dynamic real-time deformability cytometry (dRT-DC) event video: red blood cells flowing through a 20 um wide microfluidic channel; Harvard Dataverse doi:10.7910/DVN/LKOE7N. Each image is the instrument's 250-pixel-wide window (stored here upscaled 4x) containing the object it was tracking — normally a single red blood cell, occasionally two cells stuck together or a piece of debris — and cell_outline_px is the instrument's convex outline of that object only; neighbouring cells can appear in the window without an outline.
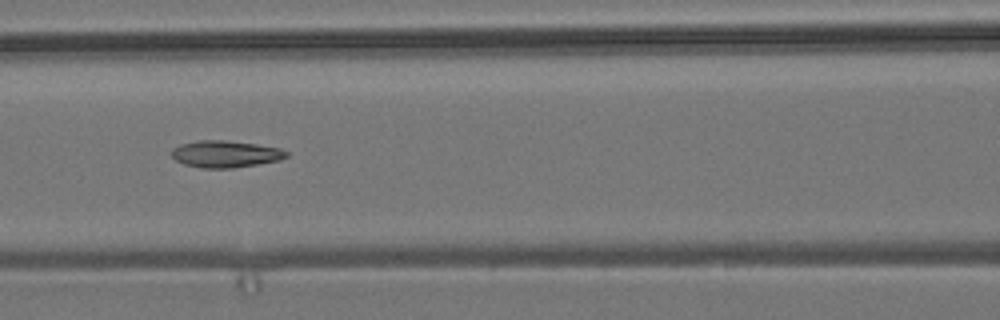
{"species": "common noctule bat (a hibernating species)", "species_latin": "Nyctalus noctula", "temperature_condition": "room temperature", "stored_images_in_passage": 9, "camera_frame_rate_fps": 3000, "um_per_image_px": 0.085, "animal": {"sex": "male", "body_mass_g": 19.2, "forearm_length_mm": 51.8}, "frame": {"image": 1, "passage_image": 6, "time_ms": 1.667, "image_size_px": [1000, 320], "cell_outline_px": [[288, 156], [280, 160], [232, 168], [200, 168], [184, 164], [176, 160], [172, 156], [172, 148], [180, 144], [196, 140], [224, 140], [256, 144], [280, 148], [288, 152]], "centroid_in_image_um": [19.15, 13.08], "position_along_channel_um": 147.5, "area_um2": 17.98}}
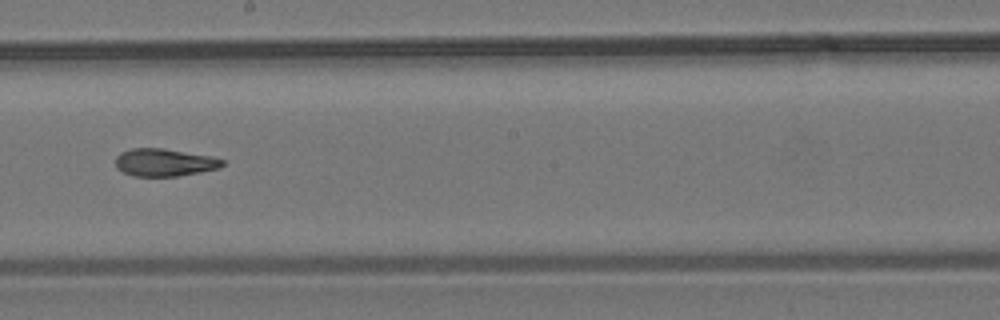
{"frame": {"image": 2, "passage_image": 8, "time_ms": 2.333, "image_size_px": [1000, 320], "cell_outline_px": [[224, 164], [220, 168], [200, 172], [176, 176], [132, 176], [116, 168], [116, 156], [120, 152], [132, 148], [164, 148], [212, 156], [224, 160]], "centroid_in_image_um": [13.97, 13.8], "position_along_channel_um": 234.2, "area_um2": 17.28}}
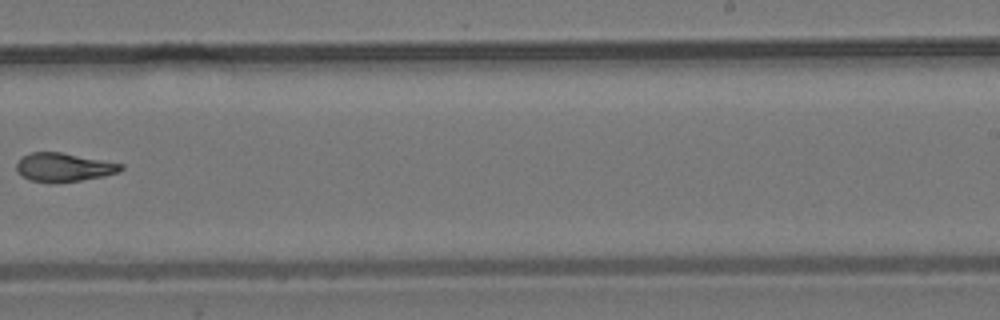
{"frame": {"image": 3, "passage_image": 9, "time_ms": 2.667, "image_size_px": [1000, 320], "cell_outline_px": [[124, 168], [120, 172], [104, 176], [80, 180], [28, 180], [20, 176], [16, 172], [16, 164], [24, 156], [32, 152], [60, 152], [124, 164]], "centroid_in_image_um": [5.44, 14.19], "position_along_channel_um": 283.6, "area_um2": 16.88}}